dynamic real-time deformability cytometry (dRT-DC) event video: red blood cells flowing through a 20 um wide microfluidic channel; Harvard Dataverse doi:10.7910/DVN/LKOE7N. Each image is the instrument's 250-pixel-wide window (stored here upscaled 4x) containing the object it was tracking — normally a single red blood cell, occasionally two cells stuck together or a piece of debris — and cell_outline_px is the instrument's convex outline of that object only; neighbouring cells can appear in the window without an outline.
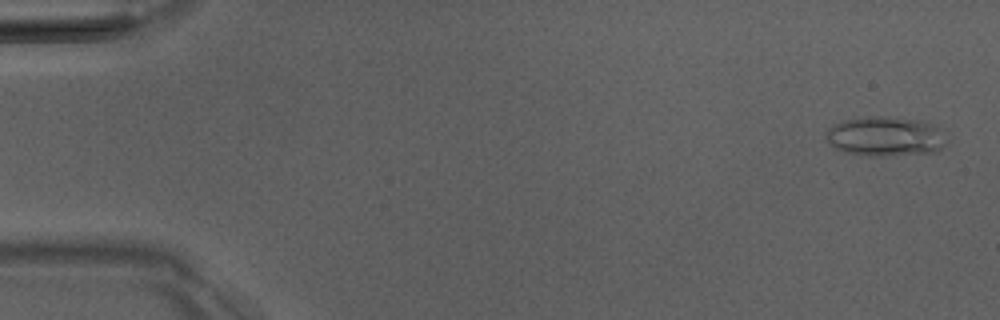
{"species": "Egyptian fruit bat (a non-hibernating species)", "species_latin": "Rousettus aegyptiacus", "temperature_condition": "room temperature", "stored_images_in_passage": 5, "camera_frame_rate_fps": 3000, "um_per_image_px": 0.085, "animal": {"sex": "male"}, "frame": {"image": 1, "passage_image": 1, "time_ms": 0.0, "image_size_px": [1000, 320], "cell_outline_px": [[948, 140], [936, 152], [880, 156], [868, 156], [844, 152], [832, 148], [824, 136], [824, 132], [832, 124], [844, 120], [876, 116], [896, 116], [920, 120], [940, 128]], "centroid_in_image_um": [75.21, 11.59], "position_along_channel_um": 9.8, "area_um2": 28.26}}